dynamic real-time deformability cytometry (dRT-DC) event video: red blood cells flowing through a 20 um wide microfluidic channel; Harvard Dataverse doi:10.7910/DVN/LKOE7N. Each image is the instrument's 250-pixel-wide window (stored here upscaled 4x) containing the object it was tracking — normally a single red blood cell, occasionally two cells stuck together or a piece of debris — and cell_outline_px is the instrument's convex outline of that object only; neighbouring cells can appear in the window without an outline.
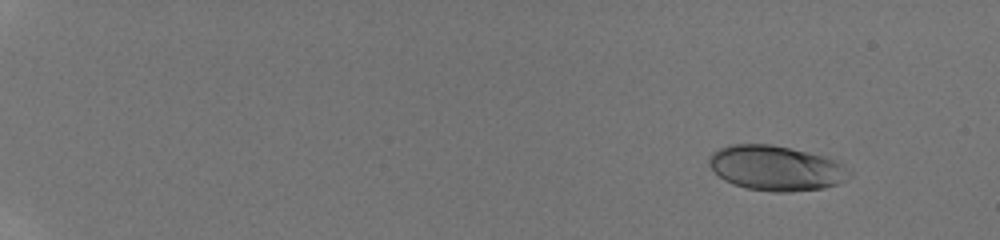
{"species": "human", "species_latin": "Homo sapiens", "temperature_condition": "room temperature", "stored_images_in_passage": 16, "camera_frame_rate_fps": 3000, "um_per_image_px": 0.085, "donor": {"sex": "male"}, "frame": {"image": 1, "passage_image": 1, "time_ms": 0.0, "image_size_px": [1000, 240], "cell_outline_px": [[852, 176], [836, 184], [824, 188], [792, 192], [776, 192], [748, 188], [732, 184], [724, 180], [708, 164], [708, 160], [712, 152], [720, 148], [732, 144], [772, 144], [824, 156], [844, 164], [852, 172]], "centroid_in_image_um": [65.98, 14.29], "position_along_channel_um": 19.0, "area_um2": 36.76}}
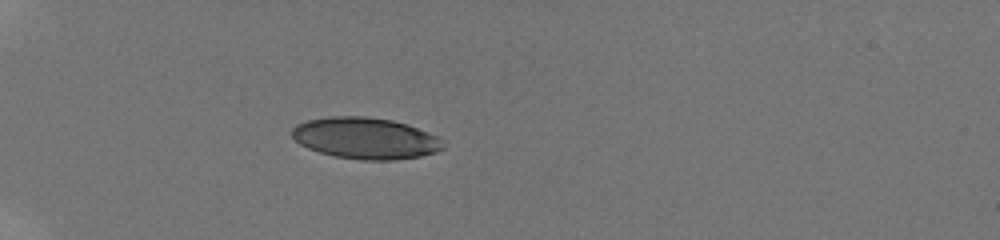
{"frame": {"image": 2, "passage_image": 12, "time_ms": 4.333, "image_size_px": [1000, 240], "cell_outline_px": [[444, 148], [436, 152], [420, 156], [396, 160], [360, 160], [336, 156], [320, 152], [308, 148], [300, 144], [292, 136], [292, 128], [296, 124], [308, 120], [332, 116], [364, 116], [392, 120], [428, 132], [436, 136], [444, 144]], "centroid_in_image_um": [31.05, 11.75], "position_along_channel_um": 53.9, "area_um2": 36.24}}
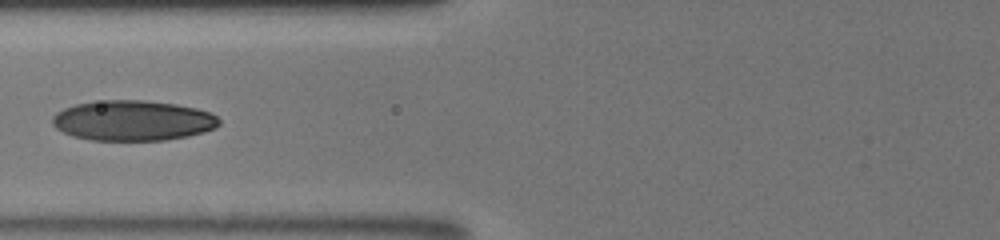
{"frame": {"image": 3, "passage_image": 16, "time_ms": 6.667, "image_size_px": [1000, 240], "cell_outline_px": [[220, 124], [216, 128], [204, 132], [188, 136], [164, 140], [92, 140], [72, 136], [56, 128], [52, 124], [52, 116], [56, 112], [64, 108], [76, 104], [104, 100], [144, 100], [176, 104], [196, 108], [208, 112], [216, 116], [220, 120]], "centroid_in_image_um": [11.29, 10.25], "position_along_channel_um": 114.5, "area_um2": 39.19}}